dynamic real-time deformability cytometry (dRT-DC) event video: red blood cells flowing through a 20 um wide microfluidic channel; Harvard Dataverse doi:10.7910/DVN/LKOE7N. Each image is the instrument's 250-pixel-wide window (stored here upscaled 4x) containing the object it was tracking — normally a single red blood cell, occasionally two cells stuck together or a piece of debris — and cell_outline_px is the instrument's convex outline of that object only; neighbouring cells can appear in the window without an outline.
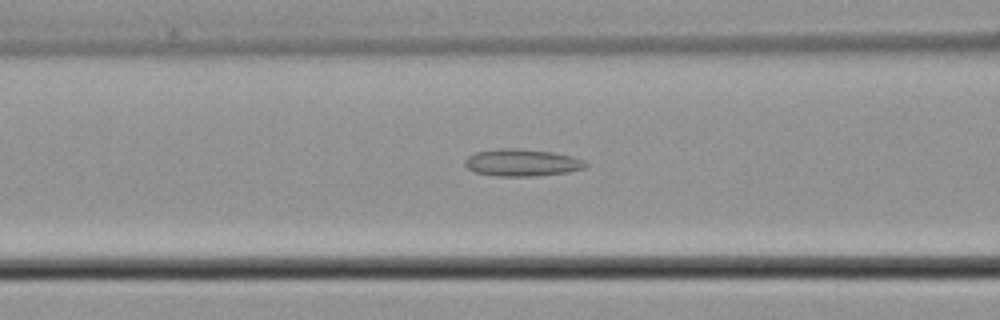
{"species": "common noctule bat (a hibernating species)", "species_latin": "Nyctalus noctula", "temperature_condition": "cold", "stored_images_in_passage": 41, "camera_frame_rate_fps": 3000, "um_per_image_px": 0.085, "animal": {"sex": "male", "body_mass_g": 21.5, "forearm_length_mm": 52.0}, "frame": {"image": 1, "passage_image": 10, "time_ms": 3.0, "image_size_px": [1000, 320], "cell_outline_px": [[588, 164], [584, 168], [568, 172], [536, 176], [496, 176], [476, 172], [468, 168], [464, 164], [464, 160], [468, 156], [476, 152], [496, 148], [524, 148], [552, 152], [572, 156], [584, 160]], "centroid_in_image_um": [44.36, 13.81], "position_along_channel_um": 122.2, "area_um2": 19.25}}
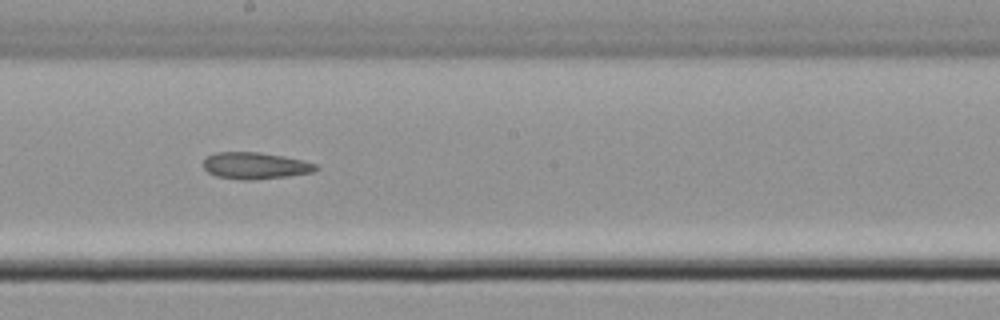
{"frame": {"image": 2, "passage_image": 18, "time_ms": 5.667, "image_size_px": [1000, 320], "cell_outline_px": [[320, 168], [312, 172], [288, 176], [252, 180], [240, 180], [216, 176], [208, 172], [204, 168], [204, 160], [208, 156], [216, 152], [260, 152], [284, 156], [304, 160], [316, 164]], "centroid_in_image_um": [21.71, 14.08], "position_along_channel_um": 226.5, "area_um2": 17.57}}
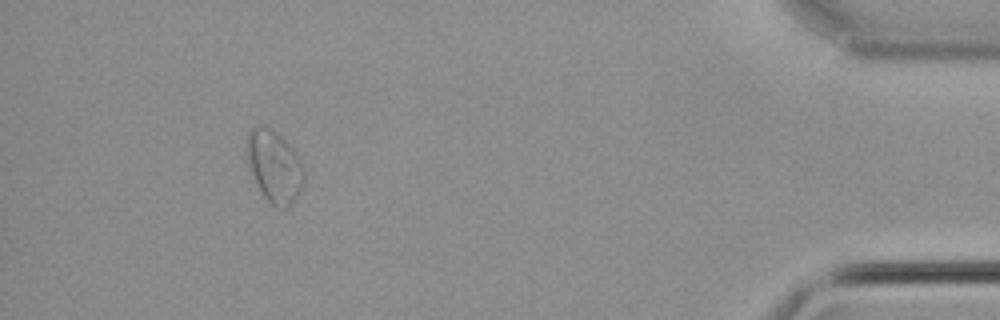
{"frame": {"image": 3, "passage_image": 37, "time_ms": 12.0, "image_size_px": [1000, 320], "cell_outline_px": [[304, 184], [300, 192], [292, 204], [288, 208], [276, 208], [268, 204], [260, 192], [248, 168], [244, 148], [244, 144], [248, 132], [256, 124], [264, 124], [272, 128], [296, 152], [304, 168]], "centroid_in_image_um": [23.27, 14.14], "position_along_channel_um": 411.9, "area_um2": 25.03}, "authors_computed_cell_mechanics": {"area_um2": 18.6116, "velocity_mm_per_s": 3.9197, "shape_relaxation_time_tau1_ms": null, "shape_relaxation_time_tau2_ms": 9.1345, "deformation_change_tau1": null, "deformation_change_tau2": 0.1164}}